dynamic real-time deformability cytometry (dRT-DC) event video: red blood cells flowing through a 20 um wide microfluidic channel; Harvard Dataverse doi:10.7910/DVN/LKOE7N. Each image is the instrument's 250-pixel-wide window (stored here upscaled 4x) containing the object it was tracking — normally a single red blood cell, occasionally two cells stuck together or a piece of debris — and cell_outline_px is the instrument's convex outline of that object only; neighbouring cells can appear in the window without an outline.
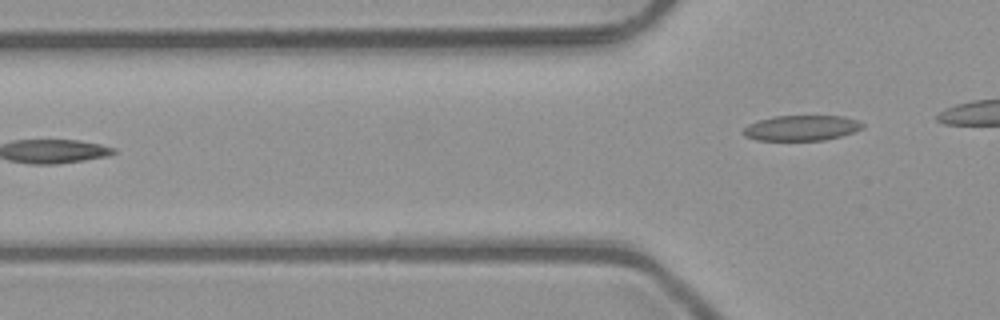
{"species": "common noctule bat (a hibernating species)", "species_latin": "Nyctalus noctula", "temperature_condition": "room temperature", "stored_images_in_passage": 4, "camera_frame_rate_fps": 3000, "um_per_image_px": 0.085, "animal": {"sex": "male", "body_mass_g": 23.1, "forearm_length_mm": 52.7}, "frame": {"image": 1, "passage_image": 4, "time_ms": 1.0, "image_size_px": [1000, 320], "cell_outline_px": [[864, 128], [840, 136], [824, 140], [756, 140], [744, 136], [744, 128], [748, 124], [772, 116], [844, 116], [856, 120], [864, 124]], "centroid_in_image_um": [68.12, 10.87], "position_along_channel_um": 57.7, "area_um2": 17.51}}